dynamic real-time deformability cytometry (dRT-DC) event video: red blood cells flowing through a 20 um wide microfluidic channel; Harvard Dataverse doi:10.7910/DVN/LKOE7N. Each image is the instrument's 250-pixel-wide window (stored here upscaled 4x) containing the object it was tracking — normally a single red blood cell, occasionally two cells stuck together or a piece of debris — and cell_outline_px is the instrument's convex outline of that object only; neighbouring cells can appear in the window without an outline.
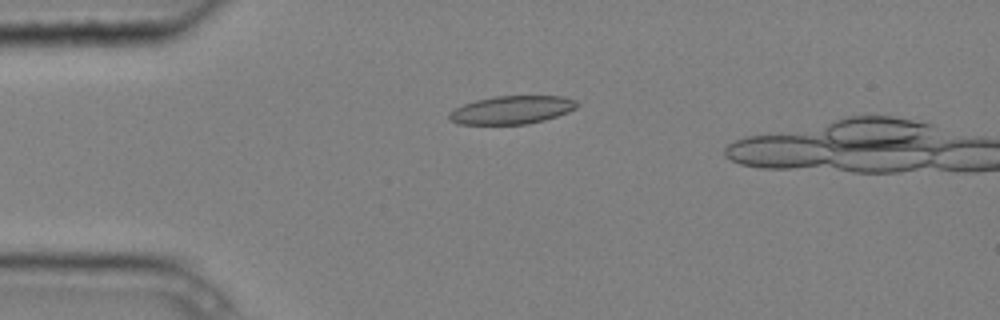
{"species": "common noctule bat (a hibernating species)", "species_latin": "Nyctalus noctula", "temperature_condition": "cold", "stored_images_in_passage": 6, "camera_frame_rate_fps": 3000, "um_per_image_px": 0.085, "animal": {"sex": "male", "body_mass_g": 20.4}, "frame": {"image": 1, "passage_image": 4, "time_ms": 1.0, "image_size_px": [1000, 320], "cell_outline_px": [[580, 104], [576, 108], [568, 112], [544, 120], [528, 124], [460, 124], [448, 120], [448, 112], [464, 104], [476, 100], [496, 96], [564, 96], [576, 100]], "centroid_in_image_um": [43.51, 9.34], "position_along_channel_um": 41.5, "area_um2": 21.04}}